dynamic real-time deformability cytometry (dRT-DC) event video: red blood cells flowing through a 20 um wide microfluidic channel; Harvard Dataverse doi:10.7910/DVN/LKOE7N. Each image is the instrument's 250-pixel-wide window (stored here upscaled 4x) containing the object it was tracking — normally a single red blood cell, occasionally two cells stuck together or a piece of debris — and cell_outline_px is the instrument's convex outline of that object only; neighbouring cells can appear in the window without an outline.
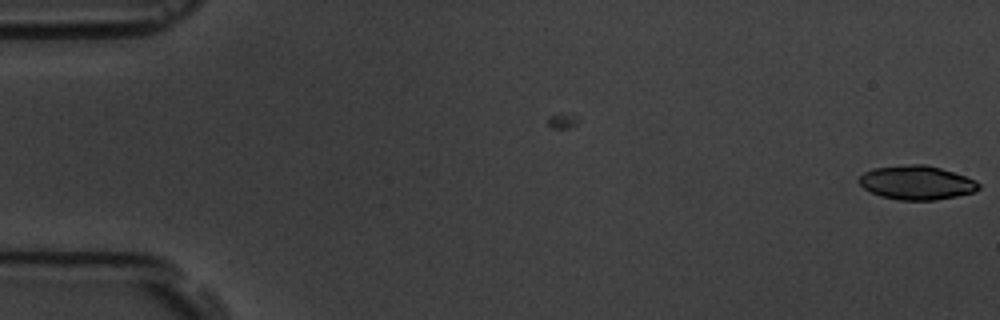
{"species": "common noctule bat (a hibernating species)", "species_latin": "Nyctalus noctula", "temperature_condition": "room temperature", "stored_images_in_passage": 6, "camera_frame_rate_fps": 3000, "um_per_image_px": 0.085, "animal": {"sex": "male", "body_mass_g": 19.5, "forearm_length_mm": 54.6}, "frame": {"image": 1, "passage_image": 6, "time_ms": 1.667, "image_size_px": [1000, 320], "cell_outline_px": [[980, 188], [976, 192], [936, 200], [900, 200], [880, 196], [864, 188], [856, 180], [864, 172], [872, 168], [912, 164], [924, 164], [940, 168], [976, 180], [980, 184]], "centroid_in_image_um": [77.91, 15.53], "position_along_channel_um": 7.1, "area_um2": 23.7}}